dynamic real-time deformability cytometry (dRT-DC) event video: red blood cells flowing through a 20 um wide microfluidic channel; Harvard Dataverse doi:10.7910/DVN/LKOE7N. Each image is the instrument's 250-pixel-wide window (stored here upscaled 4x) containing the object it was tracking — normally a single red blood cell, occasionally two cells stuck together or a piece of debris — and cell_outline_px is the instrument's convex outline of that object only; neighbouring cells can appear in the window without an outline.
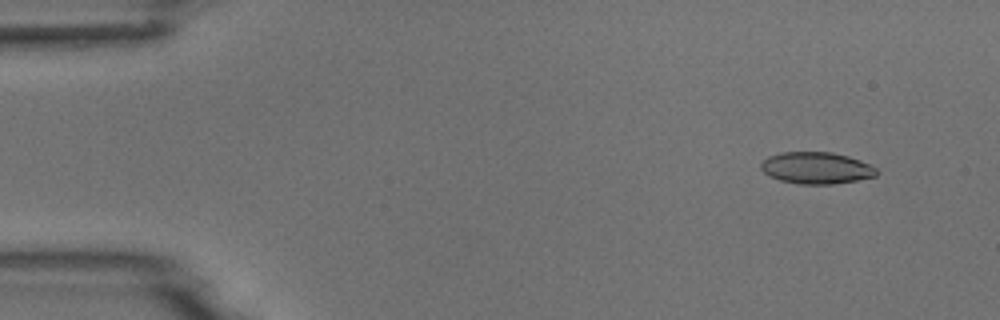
{"species": "common noctule bat (a hibernating species)", "species_latin": "Nyctalus noctula", "temperature_condition": "room temperature", "stored_images_in_passage": 5, "camera_frame_rate_fps": 3000, "um_per_image_px": 0.085, "animal": {"sex": "male", "body_mass_g": 18.8}, "frame": {"image": 1, "passage_image": 2, "time_ms": 1.0, "image_size_px": [1000, 320], "cell_outline_px": [[880, 172], [876, 176], [856, 180], [832, 184], [800, 184], [780, 180], [768, 176], [760, 168], [760, 164], [768, 156], [780, 152], [832, 152], [848, 156], [860, 160], [876, 168]], "centroid_in_image_um": [69.38, 14.27], "position_along_channel_um": 15.6, "area_um2": 21.44}}
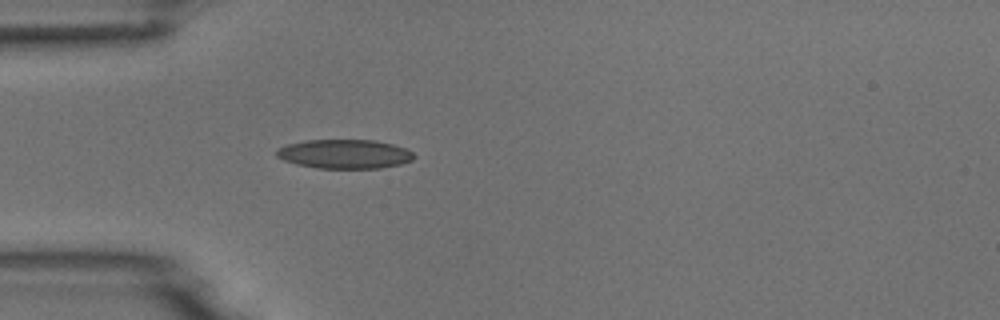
{"frame": {"image": 2, "passage_image": 5, "time_ms": 4.667, "image_size_px": [1000, 320], "cell_outline_px": [[416, 156], [412, 160], [400, 164], [380, 168], [316, 168], [296, 164], [284, 160], [276, 156], [276, 148], [288, 144], [304, 140], [376, 140], [392, 144], [404, 148], [412, 152]], "centroid_in_image_um": [29.27, 13.09], "position_along_channel_um": 55.7, "area_um2": 23.35}}